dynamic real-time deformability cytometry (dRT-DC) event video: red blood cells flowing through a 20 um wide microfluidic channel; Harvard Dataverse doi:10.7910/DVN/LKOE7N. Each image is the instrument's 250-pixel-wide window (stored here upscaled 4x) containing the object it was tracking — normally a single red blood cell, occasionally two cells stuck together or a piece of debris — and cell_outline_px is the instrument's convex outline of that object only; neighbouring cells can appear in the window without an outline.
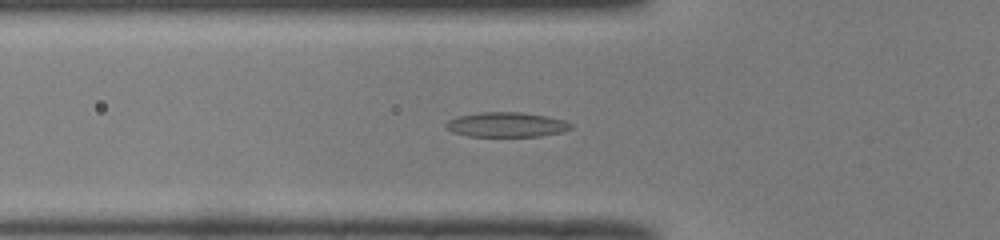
{"species": "common noctule bat (a hibernating species)", "species_latin": "Nyctalus noctula", "temperature_condition": "room temperature", "stored_images_in_passage": 18, "camera_frame_rate_fps": 3000, "um_per_image_px": 0.085, "animal": {"sex": "male", "body_mass_g": 19.0, "forearm_length_mm": 50.8}, "frame": {"image": 1, "passage_image": 6, "time_ms": 1.667, "image_size_px": [1000, 240], "cell_outline_px": [[572, 128], [564, 132], [540, 136], [468, 136], [452, 132], [444, 128], [444, 124], [448, 120], [456, 116], [480, 112], [520, 112], [544, 116], [564, 120], [572, 124]], "centroid_in_image_um": [43.0, 10.6], "position_along_channel_um": 82.8, "area_um2": 18.15}}
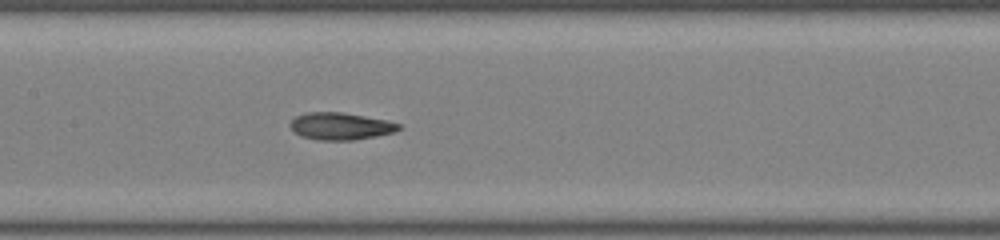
{"frame": {"image": 2, "passage_image": 13, "time_ms": 4.0, "image_size_px": [1000, 240], "cell_outline_px": [[400, 128], [392, 132], [376, 136], [356, 140], [316, 140], [300, 136], [288, 124], [296, 116], [304, 112], [340, 112], [364, 116], [384, 120], [400, 124]], "centroid_in_image_um": [28.89, 10.73], "position_along_channel_um": 178.5, "area_um2": 17.05}}
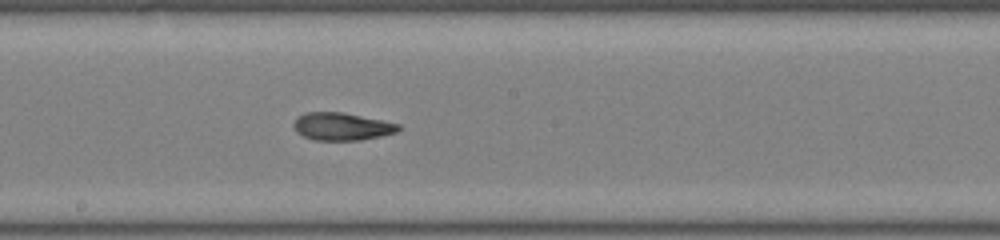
{"frame": {"image": 3, "passage_image": 16, "time_ms": 5.0, "image_size_px": [1000, 240], "cell_outline_px": [[400, 128], [396, 132], [380, 136], [360, 140], [312, 140], [296, 132], [292, 124], [300, 116], [308, 112], [344, 112], [400, 124]], "centroid_in_image_um": [29.05, 10.75], "position_along_channel_um": 219.2, "area_um2": 16.76}}